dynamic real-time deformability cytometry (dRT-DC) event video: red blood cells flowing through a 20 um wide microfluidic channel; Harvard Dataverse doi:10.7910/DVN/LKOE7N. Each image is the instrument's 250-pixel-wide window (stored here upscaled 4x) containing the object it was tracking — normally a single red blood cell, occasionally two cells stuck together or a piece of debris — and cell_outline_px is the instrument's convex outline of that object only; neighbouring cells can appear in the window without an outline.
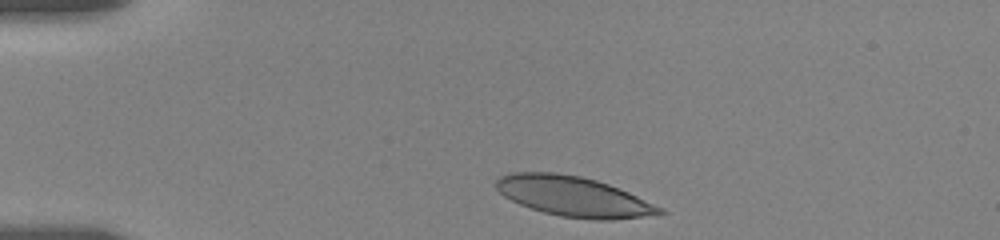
{"species": "human", "species_latin": "Homo sapiens", "temperature_condition": "room temperature", "stored_images_in_passage": 3, "camera_frame_rate_fps": 3000, "um_per_image_px": 0.085, "donor": {"sex": "female"}, "frame": {"image": 1, "passage_image": 1, "time_ms": 0.0, "image_size_px": [1000, 240], "cell_outline_px": [[668, 212], [616, 220], [592, 220], [560, 216], [544, 212], [520, 204], [504, 196], [496, 188], [496, 180], [500, 176], [512, 172], [556, 172], [580, 176], [596, 180], [608, 184], [628, 192], [664, 208]], "centroid_in_image_um": [48.75, 16.7], "position_along_channel_um": 36.2, "area_um2": 38.03}}